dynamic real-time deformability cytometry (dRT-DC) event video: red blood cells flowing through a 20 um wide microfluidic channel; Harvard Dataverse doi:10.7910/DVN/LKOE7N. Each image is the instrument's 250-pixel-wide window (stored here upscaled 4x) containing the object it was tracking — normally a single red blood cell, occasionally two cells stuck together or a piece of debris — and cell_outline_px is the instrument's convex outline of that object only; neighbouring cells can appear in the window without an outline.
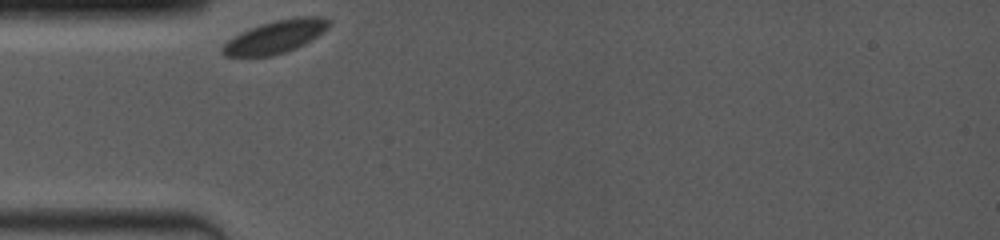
{"species": "common noctule bat (a hibernating species)", "species_latin": "Nyctalus noctula", "temperature_condition": "room temperature", "stored_images_in_passage": 28, "camera_frame_rate_fps": 4000, "um_per_image_px": 0.085, "animal": {"sex": "female", "body_mass_g": 19.0, "forearm_length_mm": 53.3}, "frame": {"image": 1, "passage_image": 1, "time_ms": 0.0, "image_size_px": [1000, 240], "cell_outline_px": [[328, 28], [304, 44], [296, 48], [272, 56], [224, 56], [220, 52], [220, 48], [228, 40], [260, 24], [276, 20], [300, 16], [324, 16], [328, 20]], "centroid_in_image_um": [23.41, 3.13], "position_along_channel_um": 61.6, "area_um2": 20.0}}
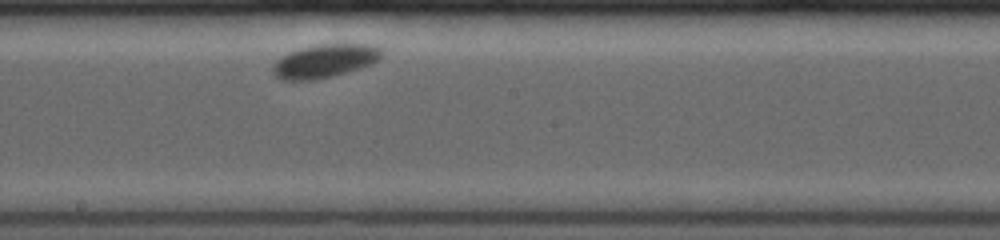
{"frame": {"image": 2, "passage_image": 13, "time_ms": 4.75, "image_size_px": [1000, 240], "cell_outline_px": [[380, 56], [372, 64], [360, 68], [332, 76], [316, 80], [280, 80], [272, 72], [272, 64], [276, 60], [288, 52], [300, 48], [316, 44], [372, 44], [380, 48]], "centroid_in_image_um": [27.54, 5.18], "position_along_channel_um": 220.7, "area_um2": 21.21}}
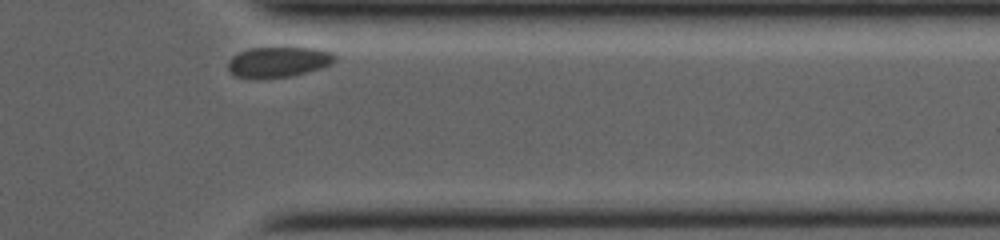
{"frame": {"image": 3, "passage_image": 28, "time_ms": 9.5, "image_size_px": [1000, 240], "cell_outline_px": [[336, 60], [332, 64], [320, 68], [288, 76], [256, 80], [236, 76], [228, 68], [228, 60], [232, 56], [240, 52], [252, 48], [320, 48], [332, 52], [336, 56]], "centroid_in_image_um": [23.66, 5.27], "position_along_channel_um": 387.7, "area_um2": 19.02}, "authors_computed_cell_mechanics": {"area_um2": 20.23, "velocity_mm_per_s": 3.438, "shape_relaxation_time_tau1_ms": 0.3457, "shape_relaxation_time_tau2_ms": null, "deformation_change_tau1": 0.0274, "deformation_change_tau2": null}}